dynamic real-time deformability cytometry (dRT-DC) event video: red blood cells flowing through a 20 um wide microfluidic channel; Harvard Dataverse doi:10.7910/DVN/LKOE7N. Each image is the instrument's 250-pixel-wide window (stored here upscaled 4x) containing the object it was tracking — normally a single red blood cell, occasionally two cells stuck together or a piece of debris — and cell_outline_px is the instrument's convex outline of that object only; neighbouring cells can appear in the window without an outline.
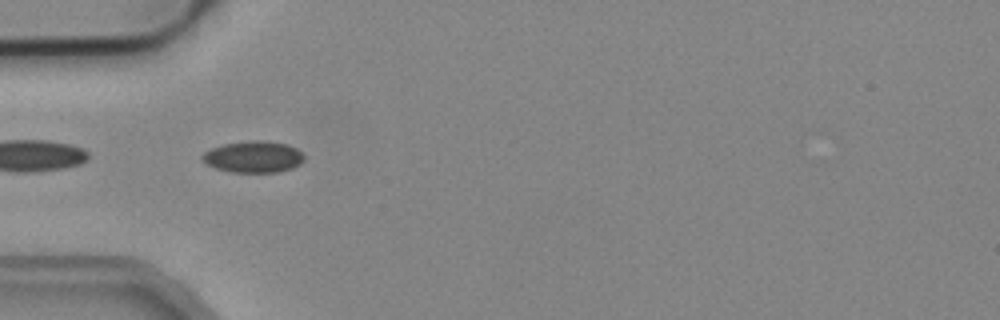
{"species": "common noctule bat (a hibernating species)", "species_latin": "Nyctalus noctula", "temperature_condition": "cold", "stored_images_in_passage": 10, "camera_frame_rate_fps": 3000, "um_per_image_px": 0.085, "animal": {"sex": "male", "body_mass_g": 19.2, "forearm_length_mm": 51.8}, "frame": {"image": 1, "passage_image": 7, "time_ms": 2.0, "image_size_px": [1000, 320], "cell_outline_px": [[304, 160], [300, 164], [292, 168], [280, 172], [232, 172], [216, 168], [200, 160], [200, 156], [204, 152], [212, 148], [224, 144], [252, 140], [264, 140], [288, 144], [296, 148], [304, 156]], "centroid_in_image_um": [21.54, 13.33], "position_along_channel_um": 63.5, "area_um2": 18.79}}